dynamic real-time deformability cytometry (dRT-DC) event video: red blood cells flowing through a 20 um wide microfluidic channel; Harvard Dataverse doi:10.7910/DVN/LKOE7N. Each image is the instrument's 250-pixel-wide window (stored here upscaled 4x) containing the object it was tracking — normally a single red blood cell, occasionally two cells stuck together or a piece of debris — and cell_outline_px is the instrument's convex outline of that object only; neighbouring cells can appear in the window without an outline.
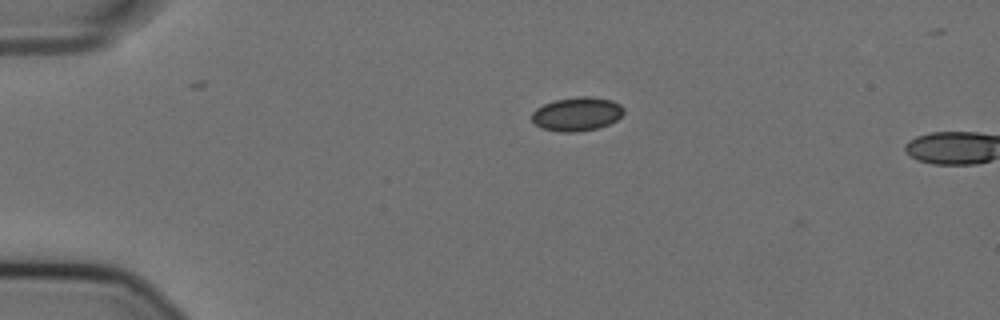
{"species": "Egyptian fruit bat (a non-hibernating species)", "species_latin": "Rousettus aegyptiacus", "temperature_condition": "cold", "stored_images_in_passage": 2, "camera_frame_rate_fps": 3000, "um_per_image_px": 0.085, "animal": {"sex": "female"}, "frame": {"image": 1, "passage_image": 1, "time_ms": 0.0, "image_size_px": [1000, 320], "cell_outline_px": [[624, 112], [616, 120], [608, 124], [596, 128], [572, 132], [560, 132], [540, 128], [532, 120], [532, 112], [536, 108], [552, 100], [580, 96], [588, 96], [612, 100], [620, 104], [624, 108]], "centroid_in_image_um": [49.02, 9.68], "position_along_channel_um": 36.0, "area_um2": 18.09}}